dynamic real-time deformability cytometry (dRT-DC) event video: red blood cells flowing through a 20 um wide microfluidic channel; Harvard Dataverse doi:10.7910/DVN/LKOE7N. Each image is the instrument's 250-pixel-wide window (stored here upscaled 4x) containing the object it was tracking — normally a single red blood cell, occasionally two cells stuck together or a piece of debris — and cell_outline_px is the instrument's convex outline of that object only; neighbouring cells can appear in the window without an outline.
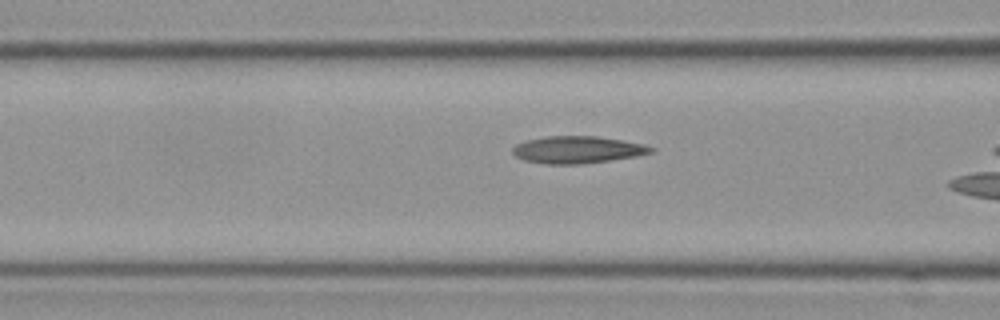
{"species": "Egyptian fruit bat (a non-hibernating species)", "species_latin": "Rousettus aegyptiacus", "temperature_condition": "cold", "stored_images_in_passage": 15, "camera_frame_rate_fps": 3000, "um_per_image_px": 0.085, "frame": {"image": 1, "passage_image": 13, "time_ms": 4.0, "image_size_px": [1000, 320], "cell_outline_px": [[656, 152], [636, 156], [580, 164], [544, 164], [524, 160], [516, 156], [512, 152], [512, 148], [516, 144], [528, 140], [548, 136], [596, 136], [624, 140], [644, 144], [656, 148]], "centroid_in_image_um": [49.12, 12.72], "position_along_channel_um": 117.5, "area_um2": 21.91}}